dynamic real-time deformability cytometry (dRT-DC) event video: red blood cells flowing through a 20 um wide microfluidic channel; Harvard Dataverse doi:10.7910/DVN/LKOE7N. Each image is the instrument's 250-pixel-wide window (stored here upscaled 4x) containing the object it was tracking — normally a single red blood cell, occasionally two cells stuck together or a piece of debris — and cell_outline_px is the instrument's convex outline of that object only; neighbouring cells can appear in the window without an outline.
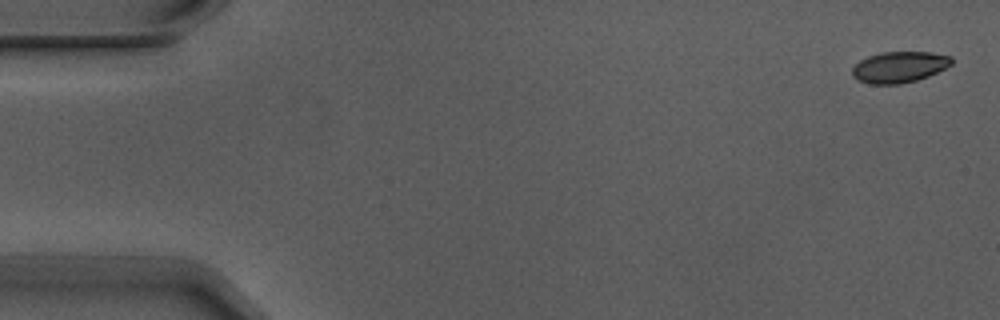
{"species": "Egyptian fruit bat (a non-hibernating species)", "species_latin": "Rousettus aegyptiacus", "temperature_condition": "warm", "stored_images_in_passage": 5, "camera_frame_rate_fps": 3000, "um_per_image_px": 0.085, "animal": {"sex": "male"}, "frame": {"image": 1, "passage_image": 1, "time_ms": 0.0, "image_size_px": [1000, 320], "cell_outline_px": [[952, 64], [928, 76], [916, 80], [900, 84], [868, 84], [856, 80], [852, 76], [852, 68], [860, 60], [868, 56], [880, 52], [928, 52], [952, 56]], "centroid_in_image_um": [76.4, 5.7], "position_along_channel_um": 8.6, "area_um2": 18.03}}
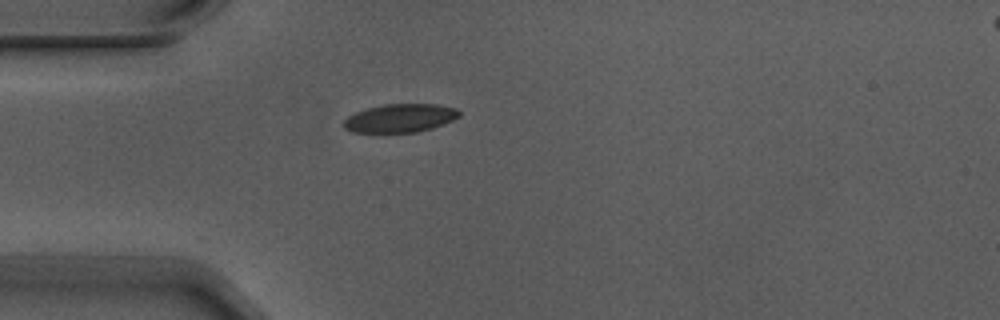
{"frame": {"image": 2, "passage_image": 5, "time_ms": 1.333, "image_size_px": [1000, 320], "cell_outline_px": [[460, 116], [452, 120], [432, 128], [416, 132], [352, 132], [344, 128], [344, 120], [348, 116], [356, 112], [368, 108], [384, 104], [436, 104], [456, 108], [460, 112]], "centroid_in_image_um": [34.01, 10.03], "position_along_channel_um": 51.0, "area_um2": 18.96}}